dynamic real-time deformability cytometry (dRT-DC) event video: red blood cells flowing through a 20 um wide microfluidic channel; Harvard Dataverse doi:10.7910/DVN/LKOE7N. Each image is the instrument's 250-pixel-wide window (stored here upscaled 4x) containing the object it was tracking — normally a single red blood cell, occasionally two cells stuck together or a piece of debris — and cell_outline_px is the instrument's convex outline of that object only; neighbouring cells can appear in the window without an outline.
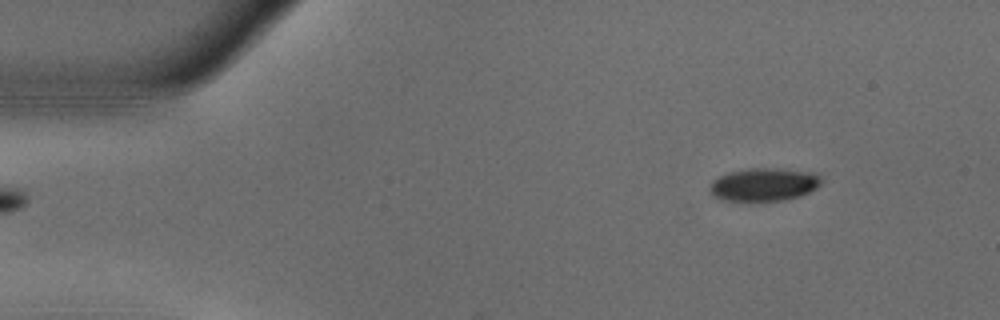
{"species": "common noctule bat (a hibernating species)", "species_latin": "Nyctalus noctula", "temperature_condition": "warm", "stored_images_in_passage": 48, "camera_frame_rate_fps": 3000, "um_per_image_px": 0.085, "animal": {"sex": "male", "body_mass_g": 18.8}, "frame": {"image": 1, "passage_image": 1, "time_ms": 0.0, "image_size_px": [1000, 320], "cell_outline_px": [[824, 180], [816, 188], [800, 196], [784, 200], [748, 204], [724, 200], [712, 196], [708, 188], [712, 180], [728, 172], [748, 168], [776, 168], [816, 172]], "centroid_in_image_um": [64.9, 15.72], "position_along_channel_um": 20.1, "area_um2": 22.48}}
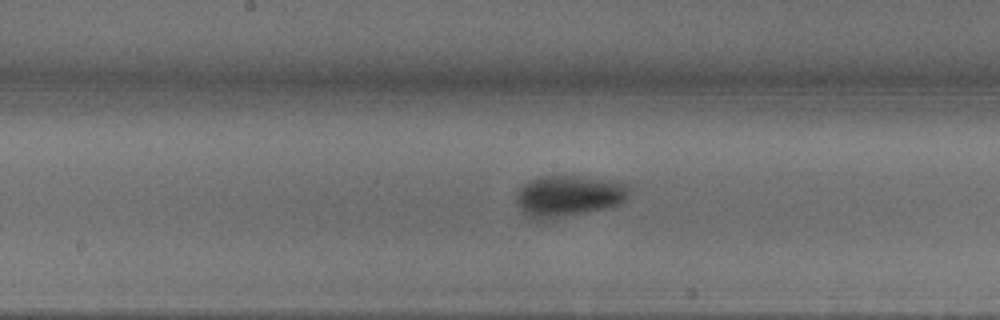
{"frame": {"image": 2, "passage_image": 22, "time_ms": 7.0, "image_size_px": [1000, 320], "cell_outline_px": [[632, 188], [628, 196], [620, 204], [612, 208], [556, 220], [536, 220], [520, 212], [516, 204], [516, 192], [524, 184], [540, 176], [576, 176], [616, 180], [632, 184]], "centroid_in_image_um": [48.38, 16.69], "position_along_channel_um": 199.8, "area_um2": 28.44}}
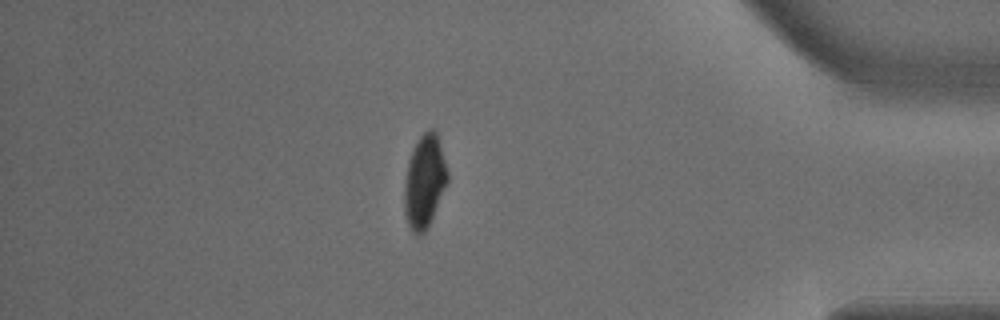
{"frame": {"image": 3, "passage_image": 41, "time_ms": 13.333, "image_size_px": [1000, 320], "cell_outline_px": [[448, 180], [432, 216], [424, 232], [420, 236], [416, 236], [412, 232], [408, 224], [404, 212], [404, 180], [408, 160], [416, 140], [428, 128], [436, 128], [448, 172]], "centroid_in_image_um": [36.06, 15.37], "position_along_channel_um": 399.1, "area_um2": 23.47}, "authors_computed_cell_mechanics": {"area_um2": 23.9581, "velocity_mm_per_s": 3.7296, "shape_relaxation_time_tau1_ms": 2.7195, "shape_relaxation_time_tau2_ms": 3.7008, "deformation_change_tau1": 0.133, "deformation_change_tau2": 0.0457}}